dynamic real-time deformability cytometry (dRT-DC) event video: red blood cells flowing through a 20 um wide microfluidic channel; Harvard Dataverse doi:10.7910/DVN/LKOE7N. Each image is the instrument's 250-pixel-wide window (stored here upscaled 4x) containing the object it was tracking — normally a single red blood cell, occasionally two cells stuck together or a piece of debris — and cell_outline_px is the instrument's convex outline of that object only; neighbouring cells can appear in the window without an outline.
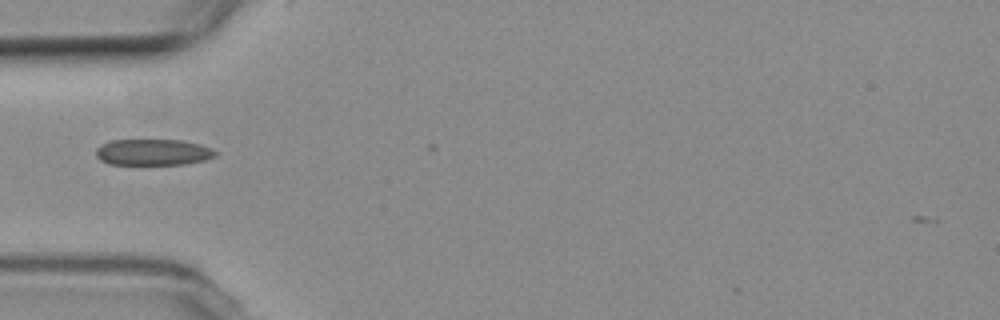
{"species": "common noctule bat (a hibernating species)", "species_latin": "Nyctalus noctula", "temperature_condition": "room temperature", "stored_images_in_passage": 6, "camera_frame_rate_fps": 3000, "um_per_image_px": 0.085, "animal": {"sex": "female", "body_mass_g": 19.3, "forearm_length_mm": 54.1}, "frame": {"image": 1, "passage_image": 1, "time_ms": 0.0, "image_size_px": [1000, 320], "cell_outline_px": [[216, 156], [204, 160], [184, 164], [108, 164], [100, 160], [96, 156], [96, 148], [100, 144], [112, 140], [184, 140], [200, 144], [212, 148], [216, 152]], "centroid_in_image_um": [13.0, 12.93], "position_along_channel_um": 72.0, "area_um2": 18.32}}
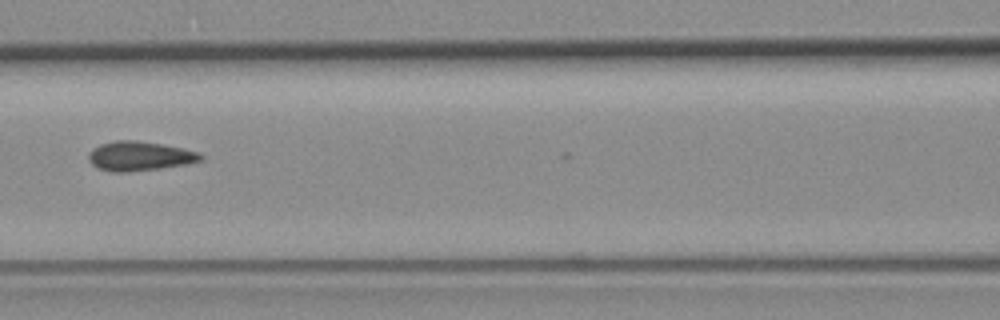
{"frame": {"image": 2, "passage_image": 3, "time_ms": 2.333, "image_size_px": [1000, 320], "cell_outline_px": [[204, 160], [188, 164], [160, 168], [128, 172], [112, 172], [96, 168], [88, 160], [88, 156], [100, 144], [116, 140], [136, 140], [184, 148], [200, 152], [204, 156]], "centroid_in_image_um": [11.92, 13.27], "position_along_channel_um": 154.7, "area_um2": 19.25}}
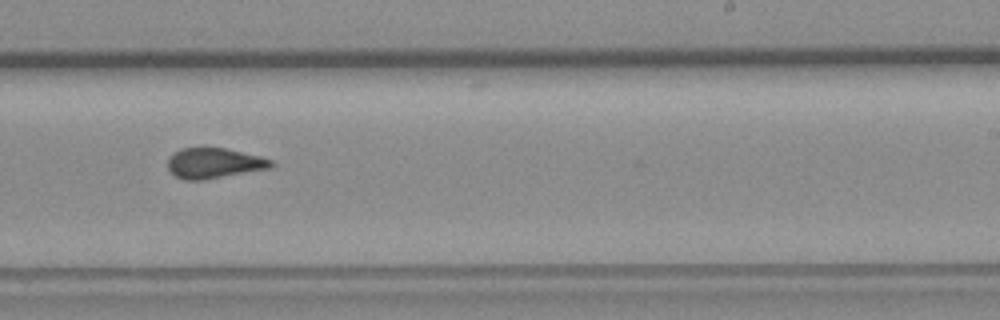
{"frame": {"image": 3, "passage_image": 6, "time_ms": 5.667, "image_size_px": [1000, 320], "cell_outline_px": [[276, 164], [272, 168], [204, 180], [184, 180], [176, 176], [168, 168], [168, 160], [180, 148], [224, 148], [260, 156], [272, 160]], "centroid_in_image_um": [18.25, 13.88], "position_along_channel_um": 270.8, "area_um2": 18.21}}